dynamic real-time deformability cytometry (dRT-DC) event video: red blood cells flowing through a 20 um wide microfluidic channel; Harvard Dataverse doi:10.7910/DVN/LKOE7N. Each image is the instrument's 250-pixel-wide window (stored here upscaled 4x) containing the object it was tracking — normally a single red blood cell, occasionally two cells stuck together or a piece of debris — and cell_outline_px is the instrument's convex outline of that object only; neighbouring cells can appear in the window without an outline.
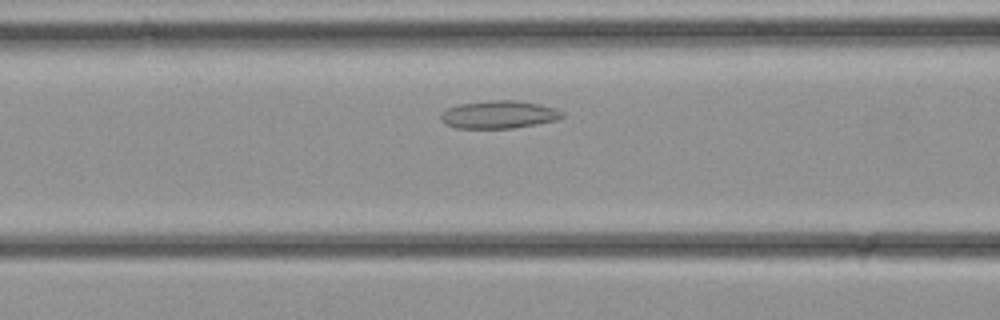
{"species": "common noctule bat (a hibernating species)", "species_latin": "Nyctalus noctula", "temperature_condition": "cold", "stored_images_in_passage": 25, "camera_frame_rate_fps": 3000, "um_per_image_px": 0.085, "animal": {"sex": "female", "body_mass_g": 21.9}, "frame": {"image": 1, "passage_image": 5, "time_ms": 1.333, "image_size_px": [1000, 320], "cell_outline_px": [[564, 116], [556, 120], [536, 124], [512, 128], [456, 128], [444, 124], [440, 120], [440, 112], [448, 108], [460, 104], [492, 100], [512, 100], [540, 104], [556, 108], [564, 112]], "centroid_in_image_um": [42.38, 9.74], "position_along_channel_um": 124.2, "area_um2": 19.71}}
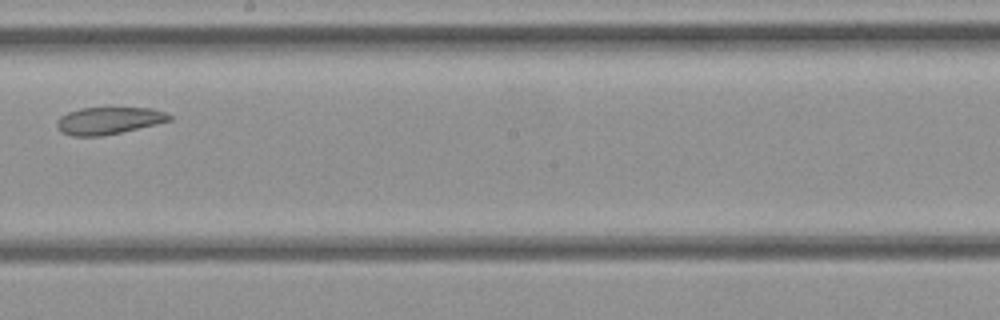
{"frame": {"image": 2, "passage_image": 11, "time_ms": 3.333, "image_size_px": [1000, 320], "cell_outline_px": [[172, 120], [156, 124], [120, 132], [100, 136], [72, 136], [60, 132], [56, 124], [56, 120], [60, 116], [68, 112], [80, 108], [152, 108], [168, 112], [172, 116]], "centroid_in_image_um": [9.23, 10.25], "position_along_channel_um": 239.0, "area_um2": 17.86}}
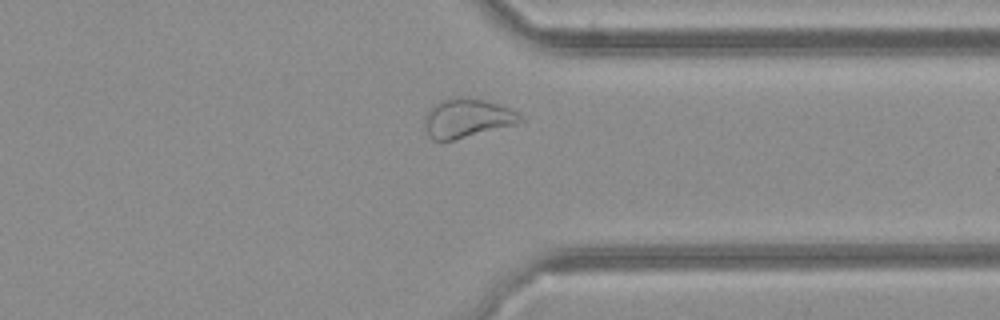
{"frame": {"image": 3, "passage_image": 18, "time_ms": 5.667, "image_size_px": [1000, 320], "cell_outline_px": [[524, 120], [516, 124], [452, 140], [432, 140], [428, 136], [424, 124], [424, 116], [428, 108], [440, 100], [460, 96], [484, 100], [508, 108], [516, 112]], "centroid_in_image_um": [39.63, 10.03], "position_along_channel_um": 371.8, "area_um2": 21.56}}